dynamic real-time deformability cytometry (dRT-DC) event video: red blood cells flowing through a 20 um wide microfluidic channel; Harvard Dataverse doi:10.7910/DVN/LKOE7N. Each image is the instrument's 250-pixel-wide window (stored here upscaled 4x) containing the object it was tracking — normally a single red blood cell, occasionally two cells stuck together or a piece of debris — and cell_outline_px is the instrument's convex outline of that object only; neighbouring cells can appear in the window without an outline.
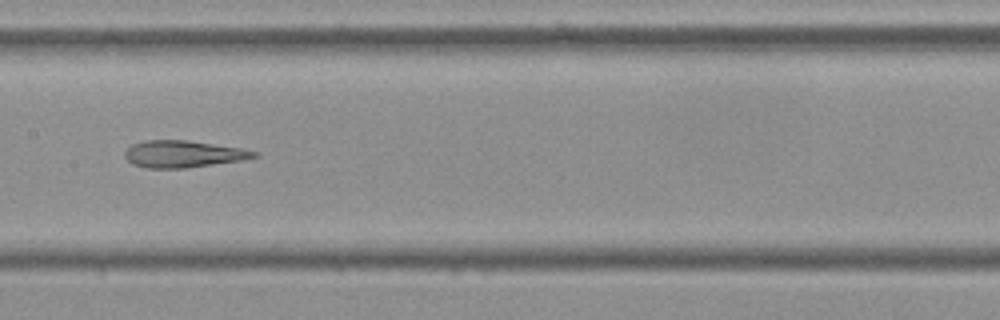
{"species": "Egyptian fruit bat (a non-hibernating species)", "species_latin": "Rousettus aegyptiacus", "temperature_condition": "cold", "stored_images_in_passage": 13, "camera_frame_rate_fps": 3000, "um_per_image_px": 0.085, "frame": {"image": 1, "passage_image": 8, "time_ms": 2.333, "image_size_px": [1000, 320], "cell_outline_px": [[260, 156], [240, 160], [184, 168], [144, 168], [132, 164], [124, 156], [124, 152], [132, 144], [144, 140], [188, 140], [240, 148], [256, 152]], "centroid_in_image_um": [15.51, 13.09], "position_along_channel_um": 191.9, "area_um2": 20.11}}
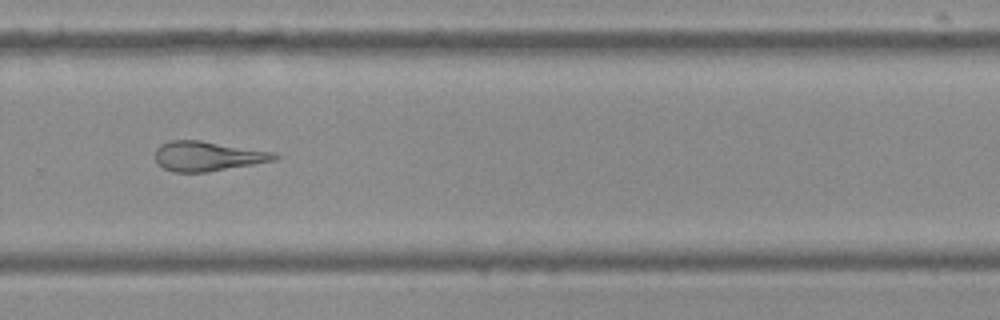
{"frame": {"image": 2, "passage_image": 11, "time_ms": 3.333, "image_size_px": [1000, 320], "cell_outline_px": [[280, 156], [276, 160], [208, 172], [172, 172], [164, 168], [156, 160], [156, 148], [160, 144], [172, 140], [200, 140], [276, 152]], "centroid_in_image_um": [17.68, 13.27], "position_along_channel_um": 312.1, "area_um2": 20.69}}
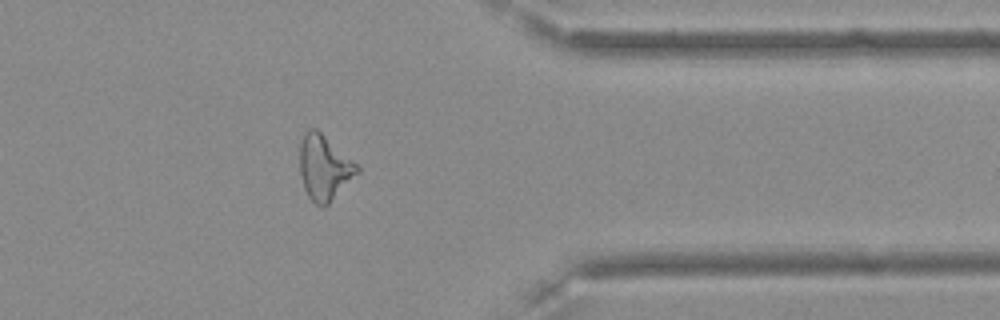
{"frame": {"image": 3, "passage_image": 13, "time_ms": 4.0, "image_size_px": [1000, 320], "cell_outline_px": [[360, 172], [324, 208], [320, 208], [308, 196], [304, 188], [300, 172], [300, 144], [304, 132], [308, 128], [316, 128], [356, 164], [360, 168]], "centroid_in_image_um": [27.55, 14.26], "position_along_channel_um": 383.9, "area_um2": 21.56}}